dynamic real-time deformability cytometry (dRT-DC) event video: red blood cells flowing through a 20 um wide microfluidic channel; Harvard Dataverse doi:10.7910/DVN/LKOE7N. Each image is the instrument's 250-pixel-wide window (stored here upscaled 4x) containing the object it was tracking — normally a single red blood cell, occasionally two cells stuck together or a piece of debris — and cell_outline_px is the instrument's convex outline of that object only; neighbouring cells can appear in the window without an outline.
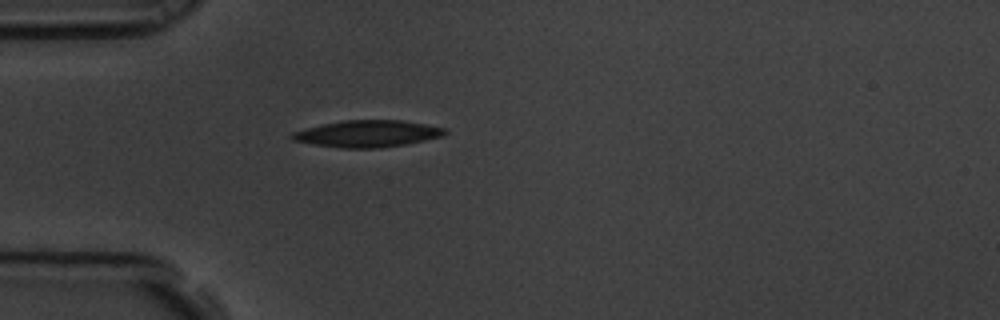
{"species": "common noctule bat (a hibernating species)", "species_latin": "Nyctalus noctula", "temperature_condition": "room temperature", "stored_images_in_passage": 5, "camera_frame_rate_fps": 3000, "um_per_image_px": 0.085, "animal": {"sex": "male", "body_mass_g": 19.5, "forearm_length_mm": 54.6}, "frame": {"image": 1, "passage_image": 5, "time_ms": 1.333, "image_size_px": [1000, 320], "cell_outline_px": [[448, 132], [444, 136], [404, 144], [380, 148], [344, 148], [312, 144], [292, 140], [288, 136], [292, 132], [324, 124], [344, 120], [404, 120], [444, 128]], "centroid_in_image_um": [31.23, 11.36], "position_along_channel_um": 53.8, "area_um2": 23.7}}